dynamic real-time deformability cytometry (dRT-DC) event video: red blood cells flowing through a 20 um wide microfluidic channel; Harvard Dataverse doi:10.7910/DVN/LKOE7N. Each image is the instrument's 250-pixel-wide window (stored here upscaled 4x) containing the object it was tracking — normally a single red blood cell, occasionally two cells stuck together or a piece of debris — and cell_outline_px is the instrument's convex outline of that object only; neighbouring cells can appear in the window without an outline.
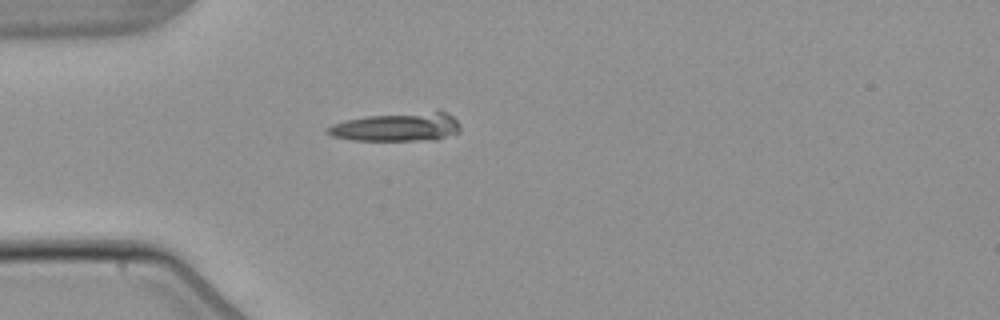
{"species": "common noctule bat (a hibernating species)", "species_latin": "Nyctalus noctula", "temperature_condition": "warm", "stored_images_in_passage": 1, "camera_frame_rate_fps": 3000, "um_per_image_px": 0.085, "animal": {"sex": "male", "body_mass_g": 21.5, "forearm_length_mm": 52.0}, "frame": {"image": 1, "passage_image": 1, "time_ms": 0.0, "image_size_px": [1000, 320], "cell_outline_px": [[460, 132], [436, 140], [352, 140], [332, 136], [324, 132], [324, 128], [332, 124], [344, 120], [368, 116], [436, 108], [448, 112], [460, 124]], "centroid_in_image_um": [33.8, 10.75], "position_along_channel_um": 51.2, "area_um2": 23.12}}